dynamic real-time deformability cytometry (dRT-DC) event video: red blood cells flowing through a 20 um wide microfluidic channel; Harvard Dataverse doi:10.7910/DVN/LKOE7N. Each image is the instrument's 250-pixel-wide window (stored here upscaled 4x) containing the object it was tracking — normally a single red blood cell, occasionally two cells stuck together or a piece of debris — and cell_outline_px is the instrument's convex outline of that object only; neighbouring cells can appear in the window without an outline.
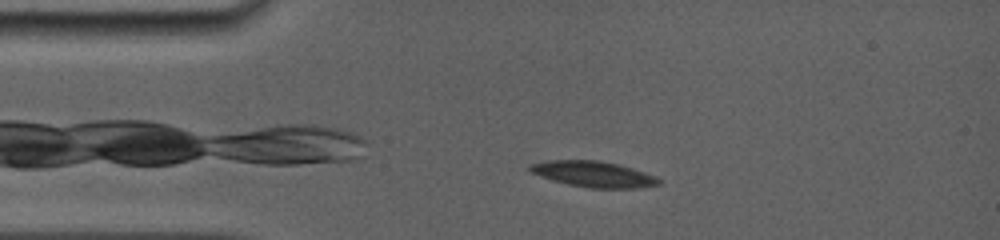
{"species": "common noctule bat (a hibernating species)", "species_latin": "Nyctalus noctula", "temperature_condition": "room temperature", "stored_images_in_passage": 41, "camera_frame_rate_fps": 5000, "um_per_image_px": 0.085, "animal": {"sex": "female", "body_mass_g": 19.0, "forearm_length_mm": 56.7}, "frame": {"image": 1, "passage_image": 4, "time_ms": 1.2, "image_size_px": [1000, 240], "cell_outline_px": [[664, 180], [660, 184], [640, 188], [588, 188], [568, 184], [552, 180], [532, 172], [528, 168], [528, 164], [544, 160], [600, 160], [632, 168], [656, 176]], "centroid_in_image_um": [50.47, 14.8], "position_along_channel_um": 34.5, "area_um2": 19.54}}
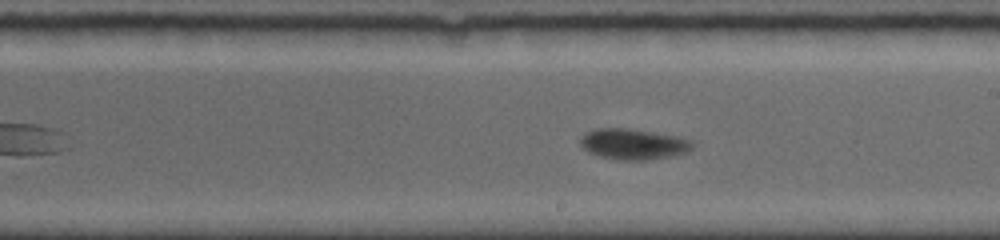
{"frame": {"image": 2, "passage_image": 23, "time_ms": 7.2, "image_size_px": [1000, 240], "cell_outline_px": [[696, 144], [692, 148], [684, 152], [668, 156], [644, 160], [624, 160], [600, 156], [588, 152], [580, 144], [580, 140], [584, 132], [596, 128], [628, 128], [676, 136], [692, 140]], "centroid_in_image_um": [53.8, 12.23], "position_along_channel_um": 235.2, "area_um2": 19.88}}
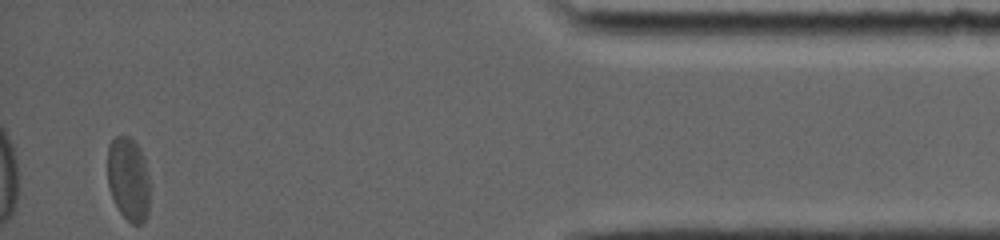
{"frame": {"image": 3, "passage_image": 41, "time_ms": 13.4, "image_size_px": [1000, 240], "cell_outline_px": [[148, 212], [144, 220], [140, 224], [132, 224], [120, 212], [112, 196], [108, 184], [108, 144], [116, 136], [128, 136], [136, 140], [144, 156], [148, 176]], "centroid_in_image_um": [10.91, 15.17], "position_along_channel_um": 424.3, "area_um2": 20.58}, "authors_computed_cell_mechanics": {"area_um2": 19.8832, "velocity_mm_per_s": 3.8411, "shape_relaxation_time_tau1_ms": 4.5255, "shape_relaxation_time_tau2_ms": null, "deformation_change_tau1": 0.1544, "deformation_change_tau2": null}}